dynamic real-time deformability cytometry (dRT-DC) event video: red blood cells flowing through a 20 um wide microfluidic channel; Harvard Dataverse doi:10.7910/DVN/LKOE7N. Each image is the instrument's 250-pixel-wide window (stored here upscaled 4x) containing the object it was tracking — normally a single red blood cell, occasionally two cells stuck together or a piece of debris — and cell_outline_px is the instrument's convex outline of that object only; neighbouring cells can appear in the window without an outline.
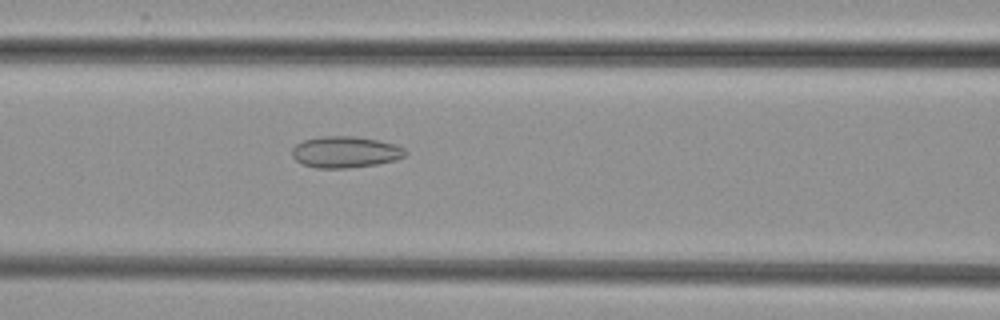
{"species": "common noctule bat (a hibernating species)", "species_latin": "Nyctalus noctula", "temperature_condition": "cold", "stored_images_in_passage": 36, "camera_frame_rate_fps": 3000, "um_per_image_px": 0.085, "animal": {"sex": "female", "body_mass_g": 29.2, "forearm_length_mm": 56.3}, "frame": {"image": 1, "passage_image": 6, "time_ms": 1.667, "image_size_px": [1000, 320], "cell_outline_px": [[408, 152], [404, 156], [396, 160], [376, 164], [348, 168], [316, 168], [300, 164], [292, 156], [292, 148], [296, 144], [304, 140], [320, 136], [356, 136], [396, 144], [404, 148]], "centroid_in_image_um": [29.34, 12.92], "position_along_channel_um": 137.3, "area_um2": 20.87}}
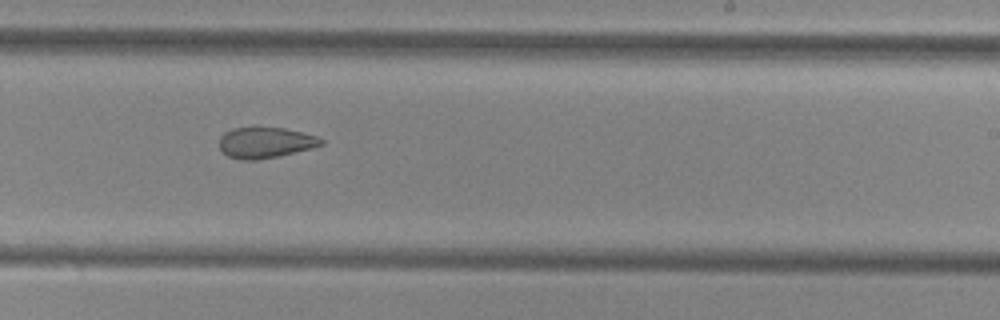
{"frame": {"image": 2, "passage_image": 16, "time_ms": 5.0, "image_size_px": [1000, 320], "cell_outline_px": [[324, 144], [312, 148], [276, 156], [256, 160], [240, 160], [228, 156], [220, 148], [220, 136], [224, 132], [232, 128], [256, 124], [284, 128], [304, 132], [316, 136], [324, 140]], "centroid_in_image_um": [22.53, 12.06], "position_along_channel_um": 266.5, "area_um2": 18.9}}
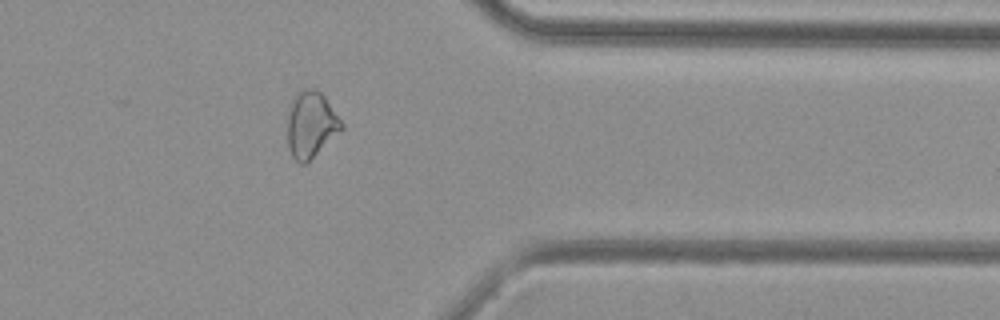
{"frame": {"image": 3, "passage_image": 26, "time_ms": 8.333, "image_size_px": [1000, 320], "cell_outline_px": [[344, 128], [308, 164], [300, 164], [292, 156], [288, 148], [288, 116], [296, 92], [304, 88], [316, 88], [324, 96], [344, 124]], "centroid_in_image_um": [26.45, 10.62], "position_along_channel_um": 384.9, "area_um2": 21.04}}